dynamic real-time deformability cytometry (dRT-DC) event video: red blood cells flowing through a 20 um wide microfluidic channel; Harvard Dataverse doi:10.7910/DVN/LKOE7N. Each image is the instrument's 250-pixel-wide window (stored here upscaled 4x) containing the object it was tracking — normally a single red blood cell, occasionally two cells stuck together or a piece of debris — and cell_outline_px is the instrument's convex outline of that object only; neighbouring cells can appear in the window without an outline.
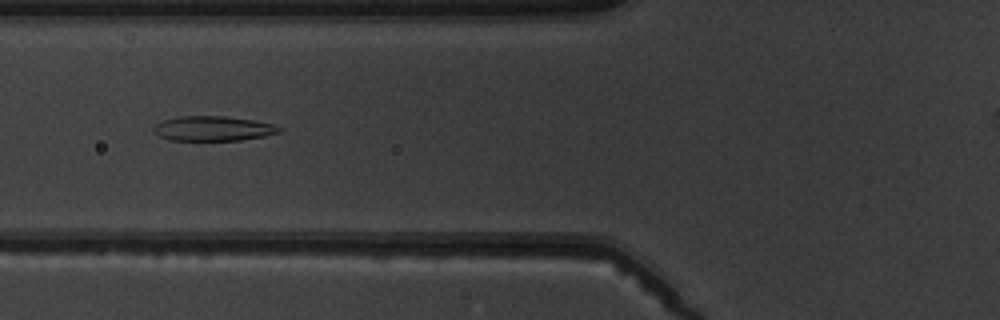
{"species": "common noctule bat (a hibernating species)", "species_latin": "Nyctalus noctula", "temperature_condition": "warm", "stored_images_in_passage": 9, "camera_frame_rate_fps": 3000, "um_per_image_px": 0.085, "animal": {"sex": "male", "body_mass_g": 19.5, "forearm_length_mm": 54.6}, "frame": {"image": 1, "passage_image": 7, "time_ms": 7.0, "image_size_px": [1000, 320], "cell_outline_px": [[280, 132], [264, 136], [240, 140], [172, 140], [160, 136], [152, 128], [156, 124], [164, 120], [180, 116], [224, 116], [252, 120], [272, 124], [280, 128]], "centroid_in_image_um": [18.1, 10.92], "position_along_channel_um": 107.7, "area_um2": 17.8}}
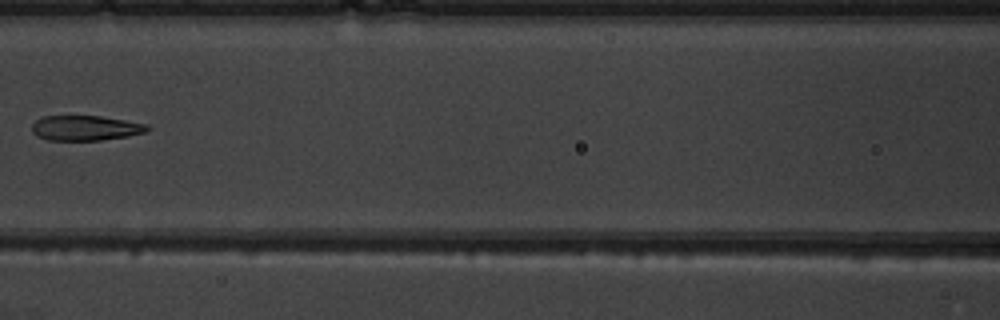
{"frame": {"image": 2, "passage_image": 8, "time_ms": 8.333, "image_size_px": [1000, 320], "cell_outline_px": [[152, 128], [144, 132], [128, 136], [100, 140], [48, 140], [36, 136], [32, 132], [32, 124], [36, 120], [44, 116], [100, 116], [148, 124]], "centroid_in_image_um": [7.26, 10.88], "position_along_channel_um": 159.3, "area_um2": 16.82}}
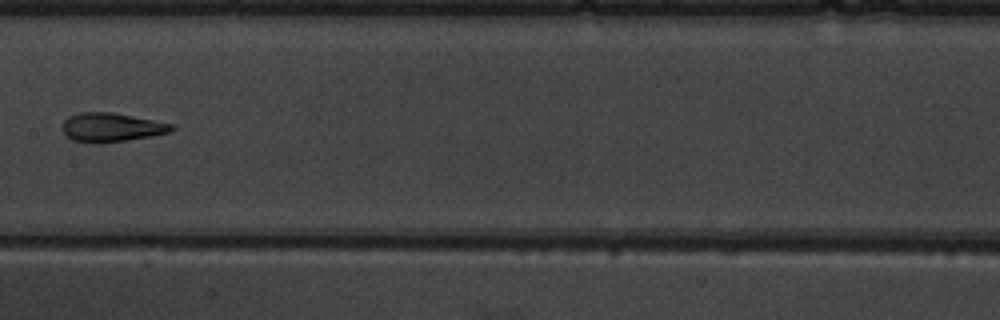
{"frame": {"image": 3, "passage_image": 9, "time_ms": 9.333, "image_size_px": [1000, 320], "cell_outline_px": [[176, 128], [168, 132], [152, 136], [128, 140], [72, 140], [64, 132], [64, 120], [68, 116], [80, 112], [112, 112], [172, 124]], "centroid_in_image_um": [9.51, 10.77], "position_along_channel_um": 197.9, "area_um2": 17.46}}